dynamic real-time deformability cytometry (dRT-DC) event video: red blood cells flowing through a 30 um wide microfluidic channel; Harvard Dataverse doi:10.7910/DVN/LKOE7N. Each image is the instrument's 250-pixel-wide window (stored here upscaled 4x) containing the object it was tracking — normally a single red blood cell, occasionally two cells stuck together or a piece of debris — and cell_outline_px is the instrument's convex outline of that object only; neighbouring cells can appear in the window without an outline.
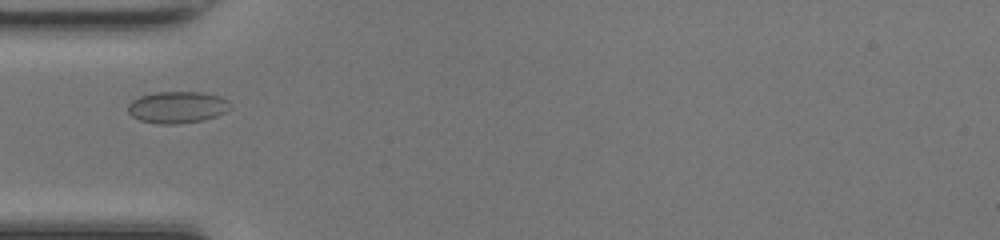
{"species": "common noctule bat (a hibernating species)", "species_latin": "Nyctalus noctula", "temperature_condition": "room temperature", "stored_images_in_passage": 3, "camera_frame_rate_fps": 3000, "um_per_image_px": 0.085, "animal": {"sex": "female", "body_mass_g": 17.0, "forearm_length_mm": 48.0}, "frame": {"image": 1, "passage_image": 1, "time_ms": 0.0, "image_size_px": [1000, 240], "cell_outline_px": [[228, 108], [224, 112], [216, 116], [204, 120], [176, 124], [160, 124], [140, 120], [132, 116], [128, 112], [128, 104], [132, 100], [140, 96], [156, 92], [204, 92], [220, 96], [228, 100]], "centroid_in_image_um": [15.05, 9.11], "position_along_channel_um": 70.0, "area_um2": 18.84}}